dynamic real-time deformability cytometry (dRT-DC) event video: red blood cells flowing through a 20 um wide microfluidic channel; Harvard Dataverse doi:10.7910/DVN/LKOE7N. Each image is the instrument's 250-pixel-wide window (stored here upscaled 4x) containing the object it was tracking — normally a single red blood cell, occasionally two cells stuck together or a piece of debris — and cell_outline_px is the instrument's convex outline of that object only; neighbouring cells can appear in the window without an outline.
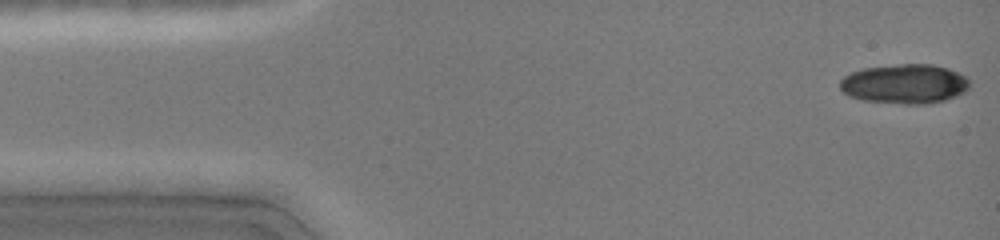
{"species": "common noctule bat (a hibernating species)", "species_latin": "Nyctalus noctula", "temperature_condition": "cold", "stored_images_in_passage": 8, "camera_frame_rate_fps": 3000, "um_per_image_px": 0.085, "animal": {"sex": "female", "body_mass_g": 19.0, "forearm_length_mm": 51.5}, "frame": {"image": 1, "passage_image": 1, "time_ms": 0.0, "image_size_px": [1000, 240], "cell_outline_px": [[968, 88], [964, 92], [956, 96], [944, 100], [928, 104], [904, 104], [864, 100], [848, 96], [840, 88], [840, 80], [844, 76], [852, 72], [864, 68], [900, 64], [932, 64], [948, 68], [964, 76], [968, 80]], "centroid_in_image_um": [76.88, 7.13], "position_along_channel_um": 8.1, "area_um2": 29.71}}